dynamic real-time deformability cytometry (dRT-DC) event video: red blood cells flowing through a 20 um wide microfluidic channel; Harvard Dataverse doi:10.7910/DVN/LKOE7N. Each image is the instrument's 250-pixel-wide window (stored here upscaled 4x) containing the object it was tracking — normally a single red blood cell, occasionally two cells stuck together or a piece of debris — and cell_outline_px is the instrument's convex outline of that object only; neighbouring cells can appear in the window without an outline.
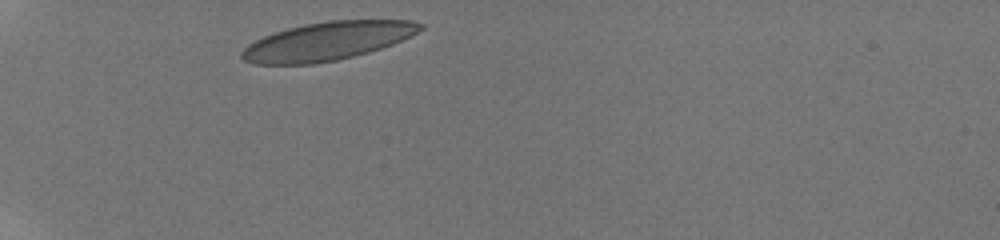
{"species": "human", "species_latin": "Homo sapiens", "temperature_condition": "room temperature", "stored_images_in_passage": 23, "camera_frame_rate_fps": 3000, "um_per_image_px": 0.085, "donor": {"sex": "male"}, "frame": {"image": 1, "passage_image": 1, "time_ms": 0.0, "image_size_px": [1000, 240], "cell_outline_px": [[424, 28], [392, 44], [368, 52], [336, 60], [312, 64], [256, 64], [244, 60], [240, 56], [240, 52], [248, 44], [264, 36], [288, 28], [304, 24], [328, 20], [412, 20], [424, 24]], "centroid_in_image_um": [27.81, 3.49], "position_along_channel_um": 57.2, "area_um2": 39.48}}
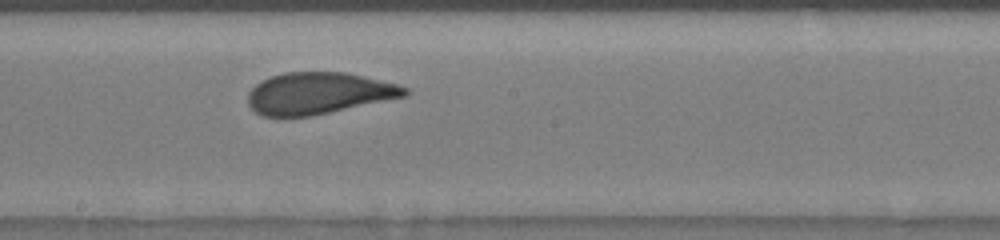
{"frame": {"image": 2, "passage_image": 11, "time_ms": 5.0, "image_size_px": [1000, 240], "cell_outline_px": [[408, 92], [404, 96], [312, 116], [260, 116], [248, 104], [248, 92], [256, 84], [272, 76], [284, 72], [344, 72], [400, 84], [408, 88]], "centroid_in_image_um": [27.06, 7.92], "position_along_channel_um": 221.1, "area_um2": 37.8}}
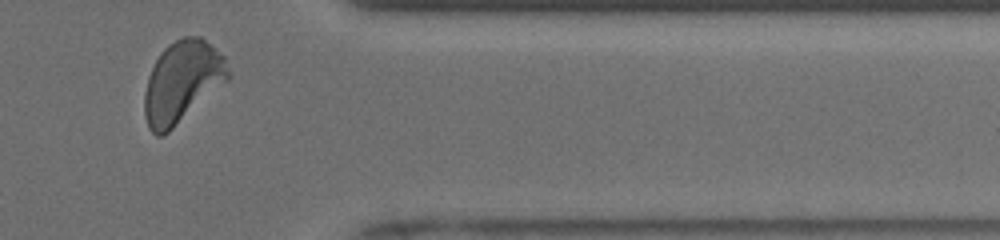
{"frame": {"image": 3, "passage_image": 22, "time_ms": 9.667, "image_size_px": [1000, 240], "cell_outline_px": [[232, 76], [228, 80], [168, 132], [160, 136], [156, 136], [148, 128], [144, 116], [144, 92], [148, 76], [160, 52], [168, 44], [184, 36], [200, 36], [224, 56], [232, 72]], "centroid_in_image_um": [15.48, 6.95], "position_along_channel_um": 395.9, "area_um2": 39.82}, "authors_computed_cell_mechanics": {"area_um2": 38.6104, "velocity_mm_per_s": 3.8945, "shape_relaxation_time_tau1_ms": 4.2387, "shape_relaxation_time_tau2_ms": null, "deformation_change_tau1": 0.1553, "deformation_change_tau2": null}}